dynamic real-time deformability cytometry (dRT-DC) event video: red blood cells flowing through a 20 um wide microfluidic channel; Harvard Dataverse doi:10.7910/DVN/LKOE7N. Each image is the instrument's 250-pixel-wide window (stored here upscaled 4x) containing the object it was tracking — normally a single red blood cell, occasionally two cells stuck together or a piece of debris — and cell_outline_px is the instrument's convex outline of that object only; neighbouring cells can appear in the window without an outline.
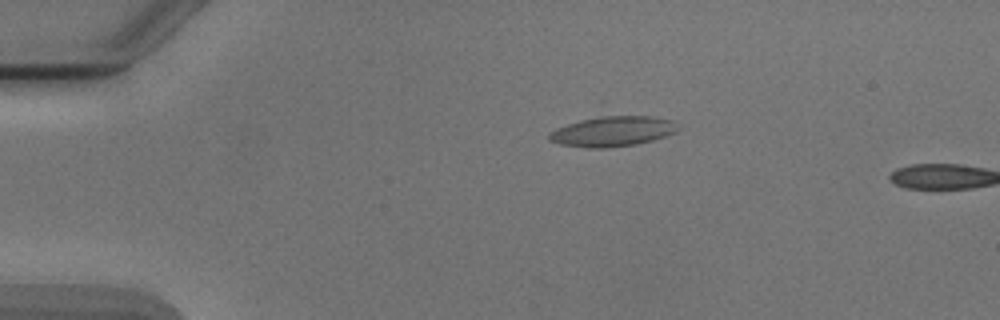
{"species": "Egyptian fruit bat (a non-hibernating species)", "species_latin": "Rousettus aegyptiacus", "temperature_condition": "cold", "stored_images_in_passage": 3, "camera_frame_rate_fps": 3000, "um_per_image_px": 0.085, "animal": {"sex": "male"}, "frame": {"image": 1, "passage_image": 1, "time_ms": 0.0, "image_size_px": [1000, 320], "cell_outline_px": [[680, 128], [676, 132], [652, 140], [636, 144], [604, 148], [588, 148], [560, 144], [548, 140], [548, 132], [556, 128], [580, 120], [600, 116], [652, 116], [672, 120]], "centroid_in_image_um": [52.05, 11.16], "position_along_channel_um": 32.9, "area_um2": 22.6}}